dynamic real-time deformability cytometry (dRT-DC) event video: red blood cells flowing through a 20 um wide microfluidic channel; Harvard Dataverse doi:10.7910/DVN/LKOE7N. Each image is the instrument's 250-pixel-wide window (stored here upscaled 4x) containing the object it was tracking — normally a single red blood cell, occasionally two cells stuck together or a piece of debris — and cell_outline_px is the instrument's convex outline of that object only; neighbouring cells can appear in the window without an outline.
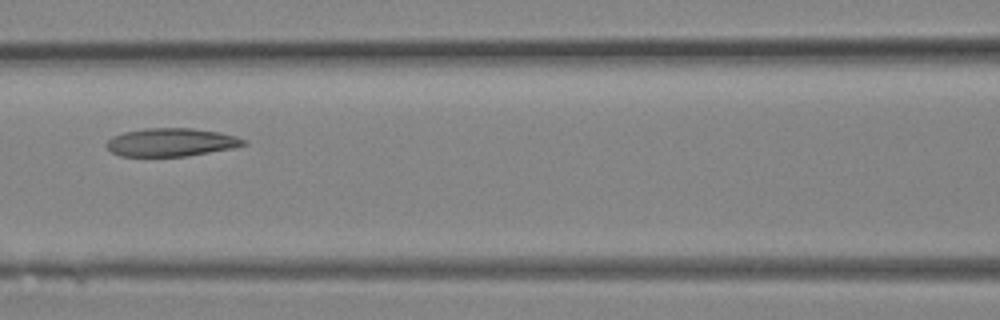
{"species": "Egyptian fruit bat (a non-hibernating species)", "species_latin": "Rousettus aegyptiacus", "temperature_condition": "room temperature", "stored_images_in_passage": 12, "camera_frame_rate_fps": 3000, "um_per_image_px": 0.085, "animal": {"sex": "female"}, "frame": {"image": 1, "passage_image": 9, "time_ms": 2.667, "image_size_px": [1000, 320], "cell_outline_px": [[248, 144], [232, 148], [184, 156], [120, 156], [112, 152], [104, 144], [112, 136], [124, 132], [144, 128], [192, 128], [220, 132], [236, 136], [248, 140]], "centroid_in_image_um": [14.55, 12.08], "position_along_channel_um": 152.0, "area_um2": 22.54}}
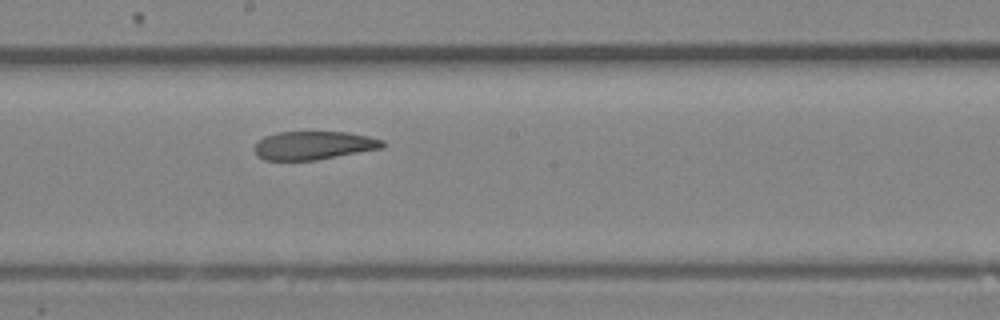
{"frame": {"image": 2, "passage_image": 12, "time_ms": 3.667, "image_size_px": [1000, 320], "cell_outline_px": [[384, 148], [316, 160], [264, 160], [256, 156], [252, 148], [264, 136], [276, 132], [348, 132], [368, 136], [384, 140]], "centroid_in_image_um": [26.64, 12.36], "position_along_channel_um": 221.6, "area_um2": 21.39}}